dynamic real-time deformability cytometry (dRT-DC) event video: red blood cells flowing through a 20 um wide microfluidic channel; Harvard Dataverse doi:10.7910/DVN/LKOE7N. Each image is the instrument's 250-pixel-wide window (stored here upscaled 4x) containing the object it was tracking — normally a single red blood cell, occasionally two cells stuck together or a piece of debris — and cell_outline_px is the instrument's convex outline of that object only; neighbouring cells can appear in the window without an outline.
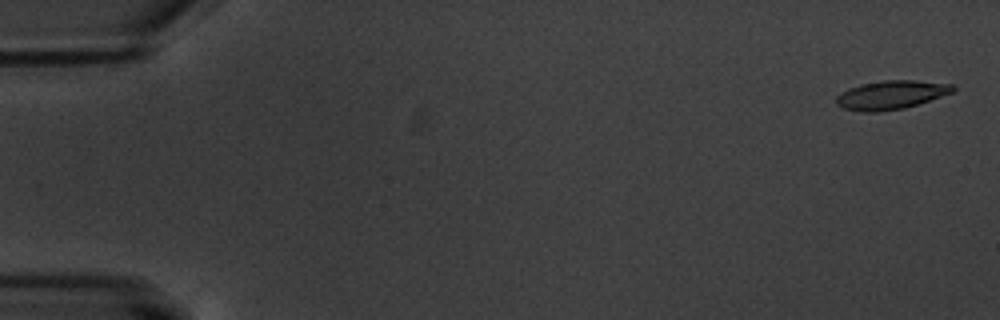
{"species": "common noctule bat (a hibernating species)", "species_latin": "Nyctalus noctula", "temperature_condition": "warm", "stored_images_in_passage": 9, "camera_frame_rate_fps": 3000, "um_per_image_px": 0.085, "animal": {"sex": "male", "body_mass_g": 20.1, "forearm_length_mm": 53.5}, "frame": {"image": 1, "passage_image": 1, "time_ms": 0.0, "image_size_px": [1000, 320], "cell_outline_px": [[956, 88], [952, 92], [904, 108], [880, 112], [860, 112], [844, 108], [836, 104], [836, 96], [848, 88], [860, 84], [884, 80], [912, 80], [952, 84]], "centroid_in_image_um": [75.69, 8.07], "position_along_channel_um": 9.3, "area_um2": 19.36}}
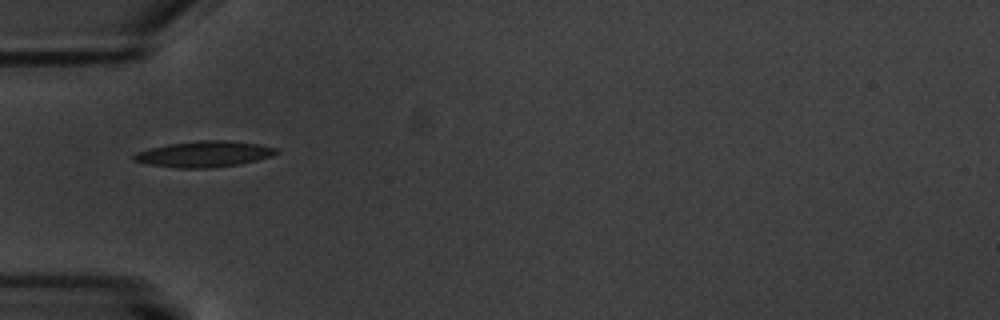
{"frame": {"image": 2, "passage_image": 6, "time_ms": 6.0, "image_size_px": [1000, 320], "cell_outline_px": [[280, 152], [272, 156], [240, 164], [212, 168], [176, 168], [144, 164], [132, 160], [132, 156], [136, 152], [148, 148], [168, 144], [200, 140], [224, 140], [256, 144], [280, 148]], "centroid_in_image_um": [17.32, 13.1], "position_along_channel_um": 67.7, "area_um2": 21.79}}